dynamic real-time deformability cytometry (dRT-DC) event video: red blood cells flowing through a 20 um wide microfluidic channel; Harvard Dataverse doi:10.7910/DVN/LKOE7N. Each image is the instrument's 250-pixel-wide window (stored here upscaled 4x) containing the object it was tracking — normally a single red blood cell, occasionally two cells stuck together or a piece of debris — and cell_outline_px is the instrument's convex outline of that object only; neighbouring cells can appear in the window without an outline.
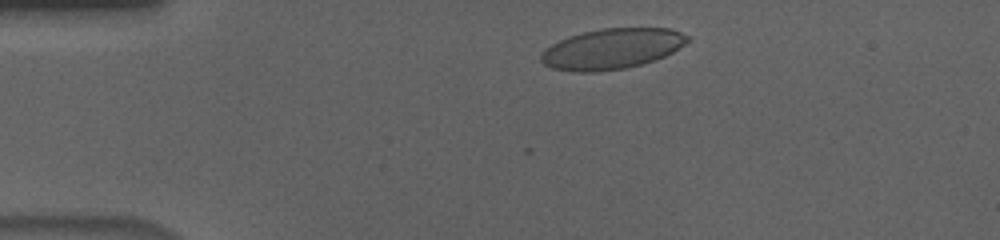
{"species": "human", "species_latin": "Homo sapiens", "temperature_condition": "cold", "stored_images_in_passage": 49, "camera_frame_rate_fps": 3000, "um_per_image_px": 0.085, "donor": {"sex": "male"}, "frame": {"image": 1, "passage_image": 4, "time_ms": 1.0, "image_size_px": [1000, 240], "cell_outline_px": [[692, 40], [672, 52], [664, 56], [644, 64], [624, 68], [592, 72], [572, 72], [552, 68], [544, 64], [540, 60], [540, 52], [544, 48], [568, 36], [600, 28], [672, 28], [688, 36]], "centroid_in_image_um": [52.0, 4.14], "position_along_channel_um": 33.0, "area_um2": 34.8}}
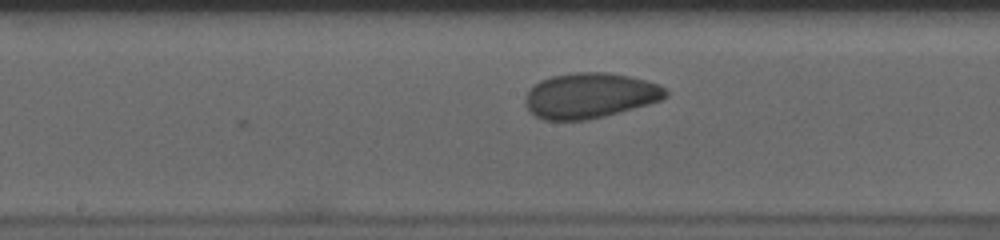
{"frame": {"image": 2, "passage_image": 22, "time_ms": 7.0, "image_size_px": [1000, 240], "cell_outline_px": [[668, 96], [660, 100], [648, 104], [604, 116], [588, 120], [544, 120], [536, 116], [524, 104], [524, 96], [532, 84], [540, 80], [552, 76], [572, 72], [608, 72], [628, 76], [644, 80], [656, 84], [664, 88], [668, 92]], "centroid_in_image_um": [50.09, 8.12], "position_along_channel_um": 198.1, "area_um2": 37.11}}
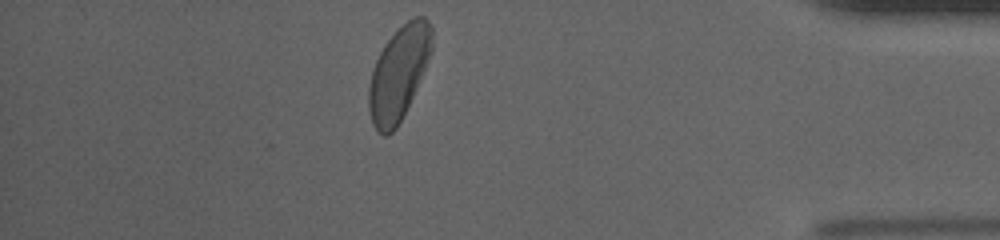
{"frame": {"image": 3, "passage_image": 42, "time_ms": 13.667, "image_size_px": [1000, 240], "cell_outline_px": [[432, 52], [416, 88], [396, 128], [388, 136], [384, 136], [372, 124], [368, 108], [368, 88], [372, 72], [376, 60], [384, 44], [408, 20], [416, 16], [424, 16], [432, 24]], "centroid_in_image_um": [33.89, 6.21], "position_along_channel_um": 401.3, "area_um2": 33.99}, "authors_computed_cell_mechanics": {"area_um2": 35.836, "velocity_mm_per_s": 3.6201, "shape_relaxation_time_tau1_ms": 4.2168, "shape_relaxation_time_tau2_ms": 1.7202, "deformation_change_tau1": 0.1251, "deformation_change_tau2": 0.059}}